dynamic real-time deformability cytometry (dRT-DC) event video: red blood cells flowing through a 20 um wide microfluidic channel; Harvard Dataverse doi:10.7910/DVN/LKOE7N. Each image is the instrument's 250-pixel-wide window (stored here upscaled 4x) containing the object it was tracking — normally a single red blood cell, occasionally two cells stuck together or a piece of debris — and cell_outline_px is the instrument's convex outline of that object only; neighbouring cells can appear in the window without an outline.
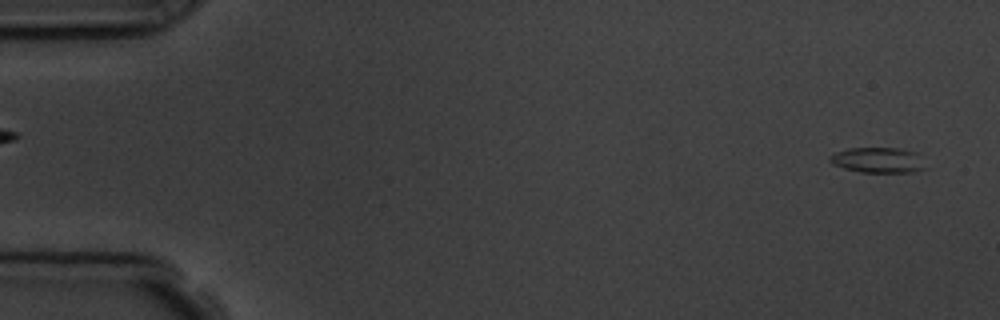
{"species": "common noctule bat (a hibernating species)", "species_latin": "Nyctalus noctula", "temperature_condition": "room temperature", "stored_images_in_passage": 5, "segment_of_instrument_passage": [2, 2], "camera_frame_rate_fps": 3000, "um_per_image_px": 0.085, "animal": {"sex": "male", "body_mass_g": 19.5, "forearm_length_mm": 54.6}, "frame": {"image": 1, "passage_image": 5, "time_ms": 5.333, "image_size_px": [1000, 320], "cell_outline_px": [[924, 168], [912, 172], [860, 172], [844, 168], [832, 164], [828, 160], [828, 156], [836, 152], [848, 148], [900, 148], [916, 152]], "centroid_in_image_um": [74.55, 13.6], "position_along_channel_um": 10.5, "area_um2": 13.99}}